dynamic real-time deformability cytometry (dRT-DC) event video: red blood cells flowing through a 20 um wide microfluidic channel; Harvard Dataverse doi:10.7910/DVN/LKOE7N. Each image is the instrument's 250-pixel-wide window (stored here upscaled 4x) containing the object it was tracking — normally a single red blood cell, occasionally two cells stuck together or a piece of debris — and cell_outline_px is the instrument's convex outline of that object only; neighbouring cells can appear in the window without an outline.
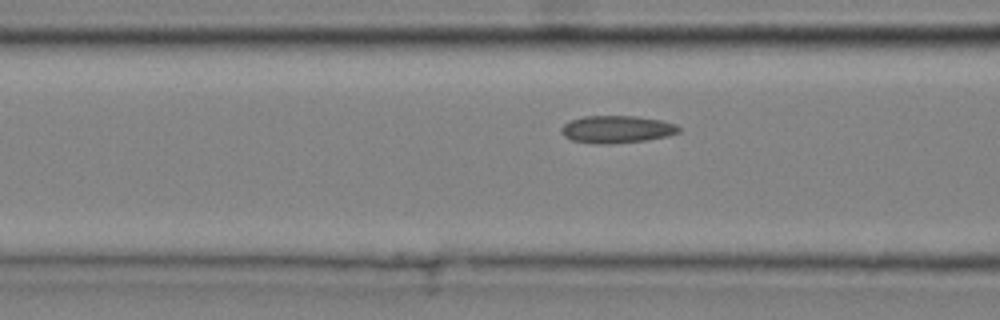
{"species": "common noctule bat (a hibernating species)", "species_latin": "Nyctalus noctula", "temperature_condition": "cold", "stored_images_in_passage": 16, "camera_frame_rate_fps": 3000, "um_per_image_px": 0.085, "animal": {"sex": "male", "body_mass_g": 20.4}, "frame": {"image": 1, "passage_image": 14, "time_ms": 4.333, "image_size_px": [1000, 320], "cell_outline_px": [[680, 132], [668, 136], [644, 140], [612, 144], [596, 144], [572, 140], [564, 136], [560, 132], [560, 128], [568, 120], [584, 116], [636, 116], [660, 120], [676, 124], [680, 128]], "centroid_in_image_um": [52.39, 10.99], "position_along_channel_um": 114.2, "area_um2": 18.9}}